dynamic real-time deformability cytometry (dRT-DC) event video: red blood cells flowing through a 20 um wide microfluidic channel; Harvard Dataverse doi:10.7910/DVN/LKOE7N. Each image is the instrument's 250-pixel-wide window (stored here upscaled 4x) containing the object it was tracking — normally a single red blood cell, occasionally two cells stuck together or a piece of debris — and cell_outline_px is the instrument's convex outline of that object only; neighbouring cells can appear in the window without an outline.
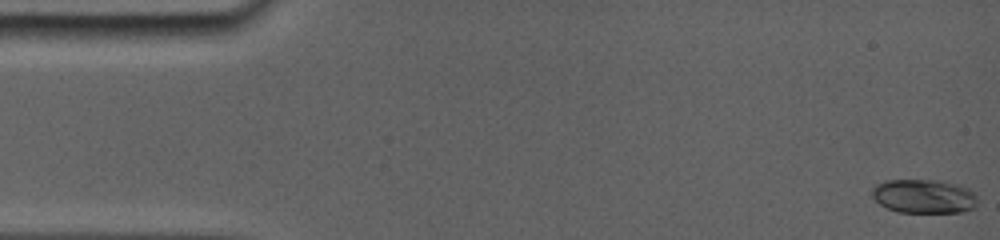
{"species": "common noctule bat (a hibernating species)", "species_latin": "Nyctalus noctula", "temperature_condition": "room temperature", "stored_images_in_passage": 69, "camera_frame_rate_fps": 5000, "um_per_image_px": 0.085, "animal": {"sex": "female", "body_mass_g": 19.0, "forearm_length_mm": 56.7}, "frame": {"image": 1, "passage_image": 1, "time_ms": 0.0, "image_size_px": [1000, 240], "cell_outline_px": [[976, 208], [964, 212], [896, 212], [880, 204], [872, 196], [872, 188], [888, 180], [924, 180], [948, 184], [972, 192], [976, 200]], "centroid_in_image_um": [78.47, 16.73], "position_along_channel_um": 6.5, "area_um2": 20.06}}
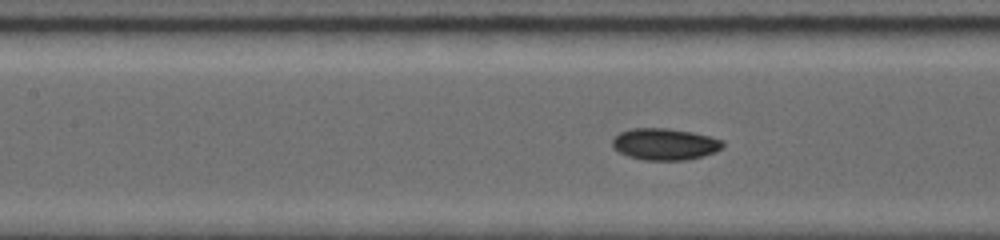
{"frame": {"image": 2, "passage_image": 40, "time_ms": 7.0, "image_size_px": [1000, 240], "cell_outline_px": [[724, 144], [720, 148], [712, 152], [700, 156], [684, 160], [644, 160], [628, 156], [620, 152], [612, 144], [612, 140], [620, 132], [636, 128], [664, 128], [692, 132], [708, 136], [720, 140]], "centroid_in_image_um": [56.47, 12.25], "position_along_channel_um": 150.9, "area_um2": 19.83}}
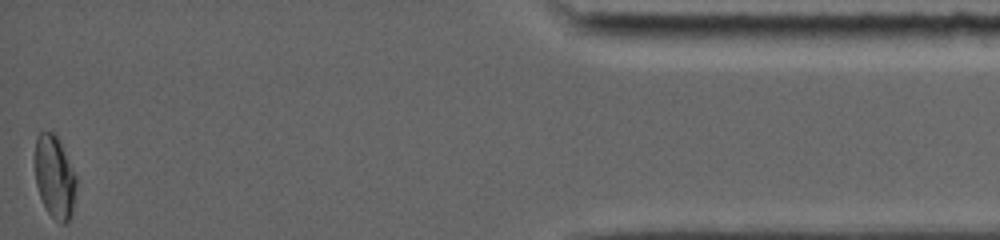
{"frame": {"image": 3, "passage_image": 69, "time_ms": 16.0, "image_size_px": [1000, 240], "cell_outline_px": [[76, 184], [72, 216], [64, 224], [60, 224], [44, 208], [36, 184], [36, 136], [40, 132], [52, 132], [60, 140], [76, 176]], "centroid_in_image_um": [4.66, 15.07], "position_along_channel_um": 430.5, "area_um2": 19.83}, "authors_computed_cell_mechanics": {"area_um2": 19.652, "velocity_mm_per_s": 3.8648, "shape_relaxation_time_tau1_ms": 5.5579, "shape_relaxation_time_tau2_ms": null, "deformation_change_tau1": 0.1292, "deformation_change_tau2": null}}